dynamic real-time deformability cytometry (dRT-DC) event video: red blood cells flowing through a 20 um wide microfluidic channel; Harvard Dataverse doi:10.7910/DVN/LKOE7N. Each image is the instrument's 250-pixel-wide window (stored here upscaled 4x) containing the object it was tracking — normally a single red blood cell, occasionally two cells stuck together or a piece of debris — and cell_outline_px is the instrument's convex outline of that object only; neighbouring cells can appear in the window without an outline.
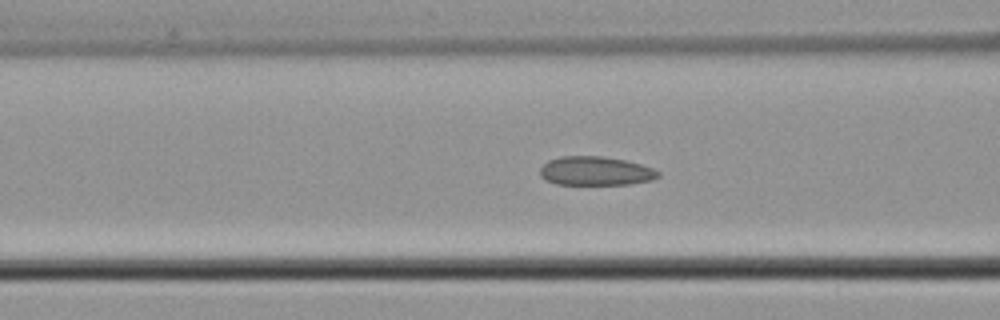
{"species": "common noctule bat (a hibernating species)", "species_latin": "Nyctalus noctula", "temperature_condition": "cold", "stored_images_in_passage": 54, "camera_frame_rate_fps": 3000, "um_per_image_px": 0.085, "animal": {"sex": "male", "body_mass_g": 21.5, "forearm_length_mm": 52.0}, "frame": {"image": 1, "passage_image": 21, "time_ms": 6.667, "image_size_px": [1000, 320], "cell_outline_px": [[660, 176], [652, 180], [632, 184], [556, 184], [544, 180], [540, 176], [540, 168], [548, 160], [560, 156], [600, 156], [624, 160], [640, 164], [652, 168], [660, 172]], "centroid_in_image_um": [50.6, 14.54], "position_along_channel_um": 116.0, "area_um2": 19.94}}
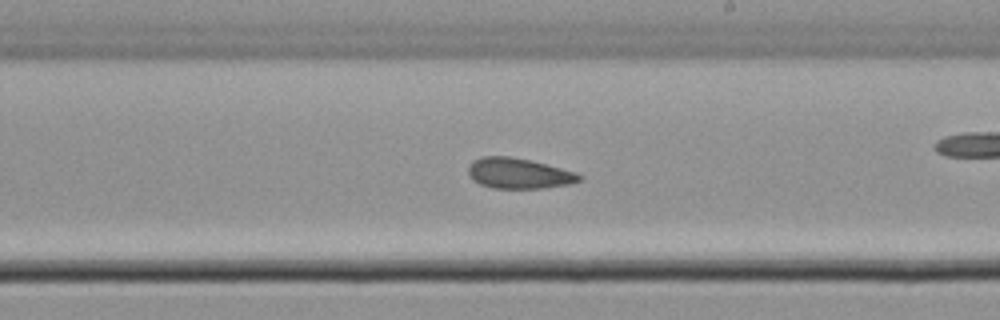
{"frame": {"image": 2, "passage_image": 31, "time_ms": 10.0, "image_size_px": [1000, 320], "cell_outline_px": [[584, 176], [580, 180], [568, 184], [544, 188], [492, 188], [480, 184], [472, 180], [468, 172], [468, 168], [472, 160], [480, 156], [508, 156], [528, 160], [576, 172]], "centroid_in_image_um": [44.05, 14.74], "position_along_channel_um": 244.9, "area_um2": 19.65}}
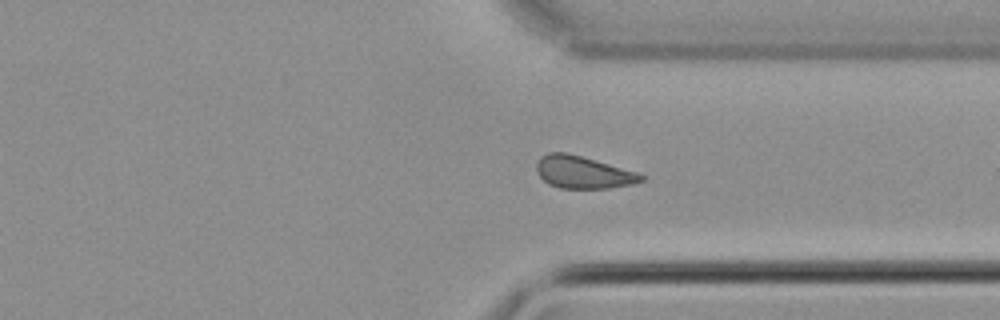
{"frame": {"image": 3, "passage_image": 40, "time_ms": 13.0, "image_size_px": [1000, 320], "cell_outline_px": [[648, 176], [644, 180], [632, 184], [612, 188], [560, 188], [548, 184], [540, 176], [536, 168], [536, 164], [540, 156], [548, 152], [564, 152], [580, 156], [636, 172]], "centroid_in_image_um": [49.55, 14.65], "position_along_channel_um": 361.8, "area_um2": 19.59}, "authors_computed_cell_mechanics": {"area_um2": 20.3456, "velocity_mm_per_s": 3.8724, "shape_relaxation_time_tau1_ms": 3.6752, "shape_relaxation_time_tau2_ms": 2.148, "deformation_change_tau1": 0.0531, "deformation_change_tau2": 0.0866}}